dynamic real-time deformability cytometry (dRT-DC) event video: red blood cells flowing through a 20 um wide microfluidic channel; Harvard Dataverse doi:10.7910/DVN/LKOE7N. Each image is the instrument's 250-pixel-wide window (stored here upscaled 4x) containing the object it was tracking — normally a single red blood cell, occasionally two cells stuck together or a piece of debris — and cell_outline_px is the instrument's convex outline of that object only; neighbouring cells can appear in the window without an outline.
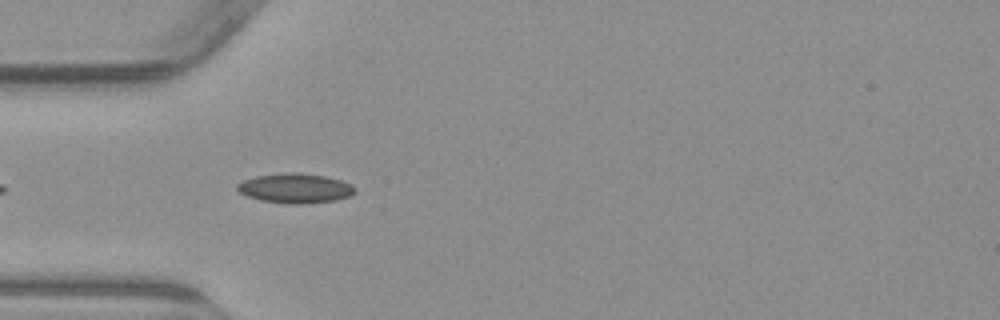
{"species": "common noctule bat (a hibernating species)", "species_latin": "Nyctalus noctula", "temperature_condition": "warm", "stored_images_in_passage": 6, "camera_frame_rate_fps": 3000, "um_per_image_px": 0.085, "animal": {"sex": "male", "body_mass_g": 23.1, "forearm_length_mm": 52.7}, "frame": {"image": 1, "passage_image": 5, "time_ms": 4.667, "image_size_px": [1000, 320], "cell_outline_px": [[356, 192], [348, 196], [336, 200], [300, 204], [292, 204], [260, 200], [248, 196], [240, 192], [236, 188], [236, 184], [244, 180], [256, 176], [292, 172], [296, 172], [324, 176], [340, 180], [352, 184], [356, 188]], "centroid_in_image_um": [25.11, 16.0], "position_along_channel_um": 59.9, "area_um2": 20.17}}
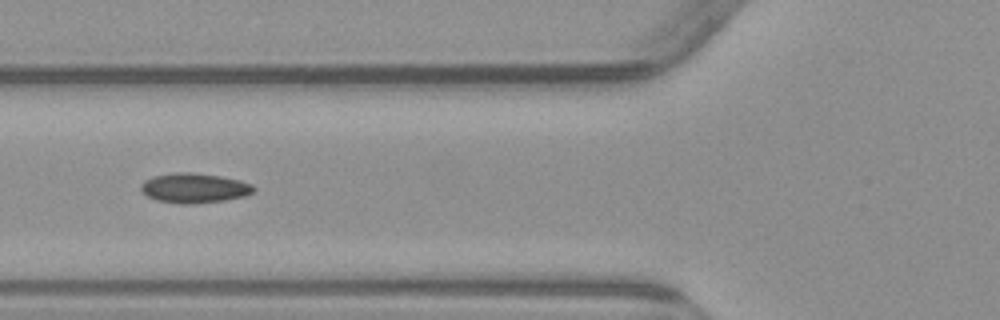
{"frame": {"image": 2, "passage_image": 6, "time_ms": 6.0, "image_size_px": [1000, 320], "cell_outline_px": [[256, 188], [252, 192], [244, 196], [224, 200], [192, 204], [180, 204], [156, 200], [148, 196], [140, 188], [140, 184], [144, 180], [152, 176], [176, 172], [192, 172], [220, 176], [240, 180], [252, 184]], "centroid_in_image_um": [16.5, 15.97], "position_along_channel_um": 109.3, "area_um2": 19.59}}